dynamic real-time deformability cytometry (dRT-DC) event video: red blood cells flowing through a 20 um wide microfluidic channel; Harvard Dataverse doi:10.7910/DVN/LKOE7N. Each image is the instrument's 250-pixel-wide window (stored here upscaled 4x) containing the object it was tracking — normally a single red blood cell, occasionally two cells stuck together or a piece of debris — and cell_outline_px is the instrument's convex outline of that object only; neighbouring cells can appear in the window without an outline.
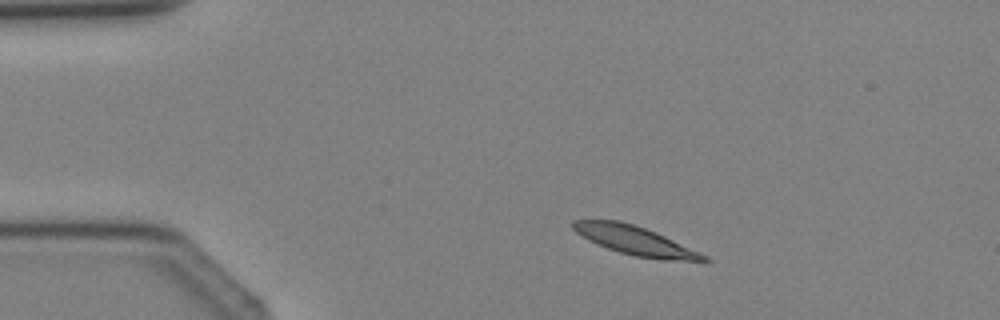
{"species": "Egyptian fruit bat (a non-hibernating species)", "species_latin": "Rousettus aegyptiacus", "temperature_condition": "cold", "stored_images_in_passage": 2, "camera_frame_rate_fps": 3000, "um_per_image_px": 0.085, "animal": {"sex": "female"}, "frame": {"image": 1, "passage_image": 2, "time_ms": 1.0, "image_size_px": [1000, 320], "cell_outline_px": [[712, 260], [660, 260], [636, 256], [620, 252], [608, 248], [588, 240], [576, 232], [572, 228], [572, 220], [620, 220], [656, 232], [708, 256]], "centroid_in_image_um": [53.96, 20.44], "position_along_channel_um": 31.0, "area_um2": 21.62}}